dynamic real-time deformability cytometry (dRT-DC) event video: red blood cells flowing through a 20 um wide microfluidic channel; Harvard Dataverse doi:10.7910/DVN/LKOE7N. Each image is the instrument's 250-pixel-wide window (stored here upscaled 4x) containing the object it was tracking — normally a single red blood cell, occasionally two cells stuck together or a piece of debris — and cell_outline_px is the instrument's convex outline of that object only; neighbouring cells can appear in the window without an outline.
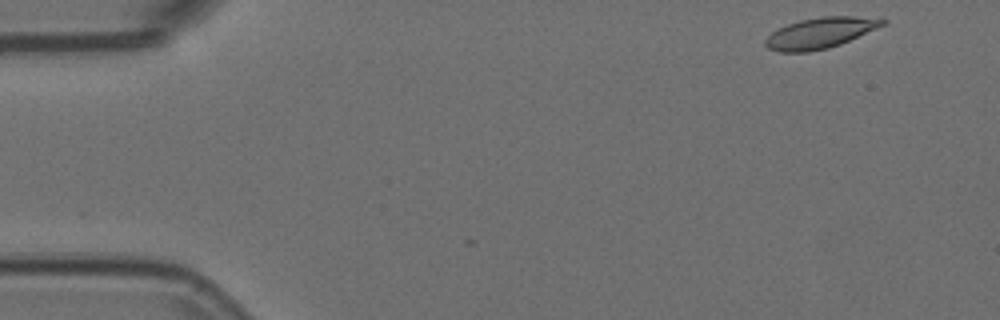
{"species": "Egyptian fruit bat (a non-hibernating species)", "species_latin": "Rousettus aegyptiacus", "temperature_condition": "room temperature", "stored_images_in_passage": 3, "camera_frame_rate_fps": 3000, "um_per_image_px": 0.085, "animal": {"sex": "female"}, "frame": {"image": 1, "passage_image": 1, "time_ms": 0.0, "image_size_px": [1000, 320], "cell_outline_px": [[888, 20], [884, 24], [876, 28], [840, 44], [828, 48], [808, 52], [780, 52], [768, 48], [764, 44], [764, 40], [772, 32], [788, 24], [800, 20], [820, 16], [856, 16]], "centroid_in_image_um": [69.67, 2.8], "position_along_channel_um": 15.3, "area_um2": 20.75}}